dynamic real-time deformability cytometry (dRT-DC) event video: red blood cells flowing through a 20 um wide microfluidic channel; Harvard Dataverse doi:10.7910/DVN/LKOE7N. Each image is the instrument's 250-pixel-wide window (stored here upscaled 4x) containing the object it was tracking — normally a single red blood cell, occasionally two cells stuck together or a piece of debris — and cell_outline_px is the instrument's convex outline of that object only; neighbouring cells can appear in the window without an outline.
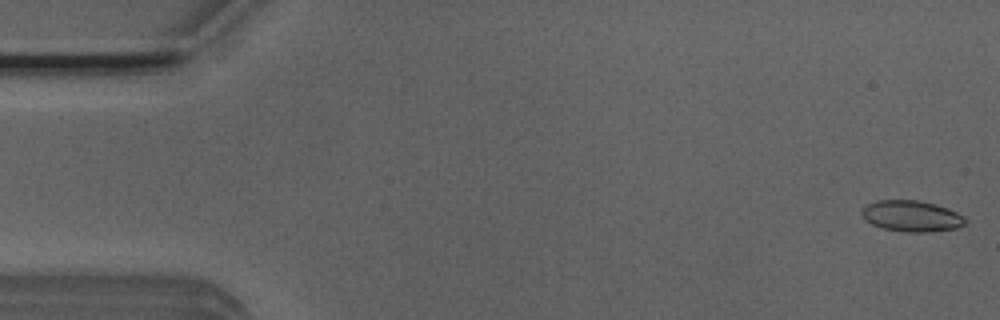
{"species": "Egyptian fruit bat (a non-hibernating species)", "species_latin": "Rousettus aegyptiacus", "temperature_condition": "room temperature", "stored_images_in_passage": 53, "camera_frame_rate_fps": 3000, "um_per_image_px": 0.085, "animal": {"sex": "male"}, "frame": {"image": 1, "passage_image": 1, "time_ms": 0.0, "image_size_px": [1000, 320], "cell_outline_px": [[968, 220], [964, 224], [956, 228], [928, 232], [904, 232], [884, 228], [872, 224], [864, 220], [860, 216], [860, 212], [868, 204], [876, 200], [920, 200], [936, 204], [948, 208], [964, 216]], "centroid_in_image_um": [77.48, 18.36], "position_along_channel_um": 7.5, "area_um2": 18.9}}
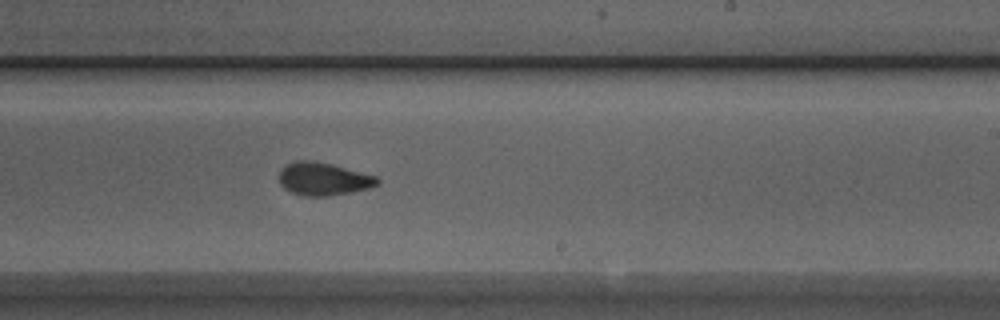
{"frame": {"image": 2, "passage_image": 31, "time_ms": 10.0, "image_size_px": [1000, 320], "cell_outline_px": [[380, 184], [372, 188], [352, 192], [328, 196], [304, 196], [292, 192], [284, 188], [280, 184], [280, 172], [284, 164], [296, 160], [312, 160], [332, 164], [376, 176], [380, 180]], "centroid_in_image_um": [27.51, 15.21], "position_along_channel_um": 261.5, "area_um2": 19.02}}
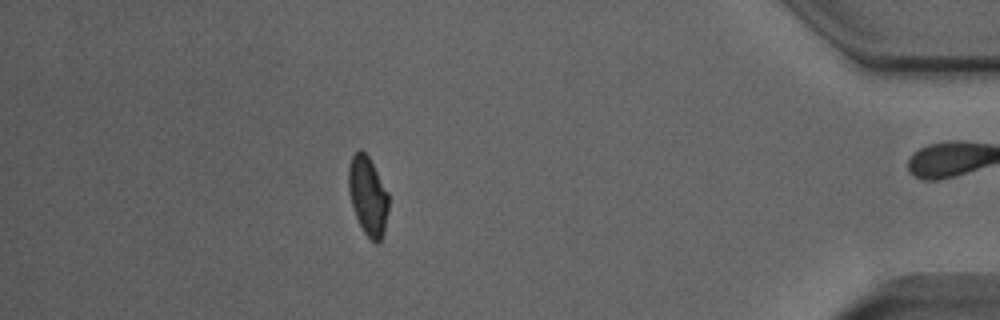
{"frame": {"image": 3, "passage_image": 46, "time_ms": 15.0, "image_size_px": [1000, 320], "cell_outline_px": [[388, 208], [384, 232], [380, 240], [376, 244], [364, 232], [356, 216], [352, 204], [348, 188], [348, 168], [352, 156], [360, 148], [368, 156], [388, 192]], "centroid_in_image_um": [31.27, 16.63], "position_along_channel_um": 403.9, "area_um2": 18.09}, "authors_computed_cell_mechanics": {"area_um2": 18.785, "velocity_mm_per_s": 3.8764, "shape_relaxation_time_tau1_ms": 4.1083, "shape_relaxation_time_tau2_ms": 1.3651, "deformation_change_tau1": 0.1178, "deformation_change_tau2": 0.0557}}